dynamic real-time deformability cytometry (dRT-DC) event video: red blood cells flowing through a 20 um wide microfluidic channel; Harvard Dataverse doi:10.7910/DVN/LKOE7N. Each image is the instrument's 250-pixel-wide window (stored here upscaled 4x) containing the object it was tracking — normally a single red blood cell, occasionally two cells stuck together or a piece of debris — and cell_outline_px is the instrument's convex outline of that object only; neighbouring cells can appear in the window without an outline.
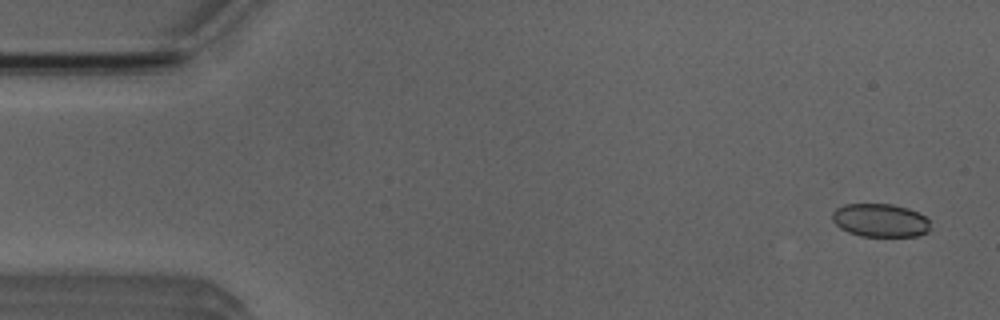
{"species": "Egyptian fruit bat (a non-hibernating species)", "species_latin": "Rousettus aegyptiacus", "temperature_condition": "room temperature", "stored_images_in_passage": 7, "camera_frame_rate_fps": 3000, "um_per_image_px": 0.085, "animal": {"sex": "male"}, "frame": {"image": 1, "passage_image": 1, "time_ms": 0.0, "image_size_px": [1000, 320], "cell_outline_px": [[928, 232], [920, 236], [860, 236], [848, 232], [840, 228], [832, 220], [832, 212], [836, 208], [844, 204], [892, 204], [908, 208], [924, 216], [928, 220]], "centroid_in_image_um": [74.79, 18.73], "position_along_channel_um": 10.2, "area_um2": 19.02}}
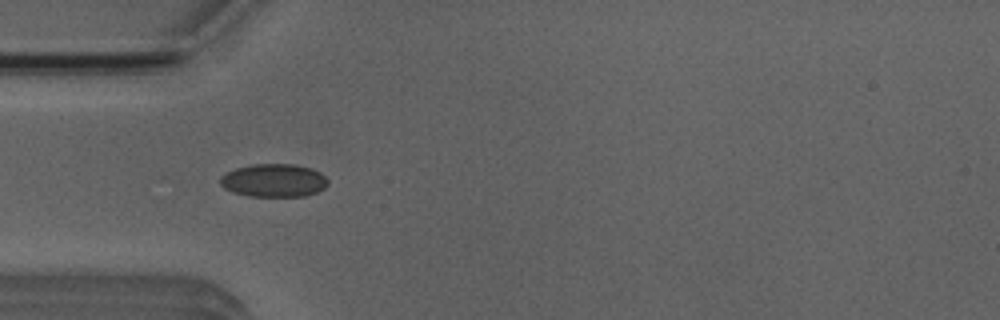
{"frame": {"image": 2, "passage_image": 4, "time_ms": 4.333, "image_size_px": [1000, 320], "cell_outline_px": [[328, 184], [324, 188], [316, 192], [304, 196], [248, 196], [232, 192], [224, 188], [220, 184], [220, 176], [236, 168], [252, 164], [292, 164], [312, 168], [320, 172], [328, 180]], "centroid_in_image_um": [23.27, 15.33], "position_along_channel_um": 61.7, "area_um2": 20.81}}
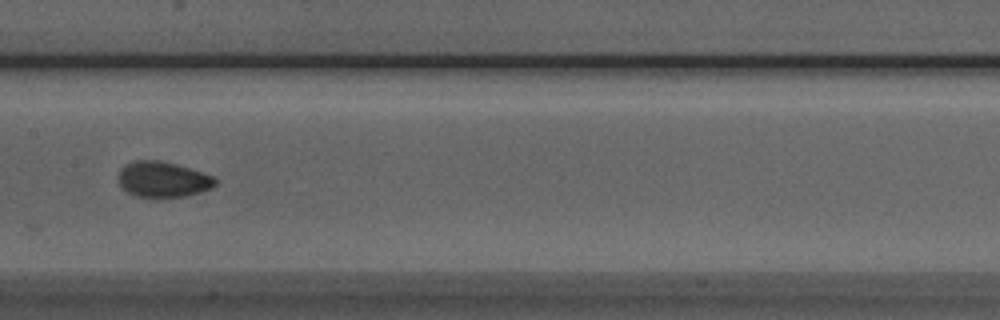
{"frame": {"image": 3, "passage_image": 7, "time_ms": 7.667, "image_size_px": [1000, 320], "cell_outline_px": [[216, 184], [212, 188], [184, 196], [156, 200], [132, 196], [120, 184], [120, 168], [136, 160], [160, 160], [176, 164], [212, 176], [216, 180]], "centroid_in_image_um": [13.83, 15.29], "position_along_channel_um": 193.6, "area_um2": 20.29}}